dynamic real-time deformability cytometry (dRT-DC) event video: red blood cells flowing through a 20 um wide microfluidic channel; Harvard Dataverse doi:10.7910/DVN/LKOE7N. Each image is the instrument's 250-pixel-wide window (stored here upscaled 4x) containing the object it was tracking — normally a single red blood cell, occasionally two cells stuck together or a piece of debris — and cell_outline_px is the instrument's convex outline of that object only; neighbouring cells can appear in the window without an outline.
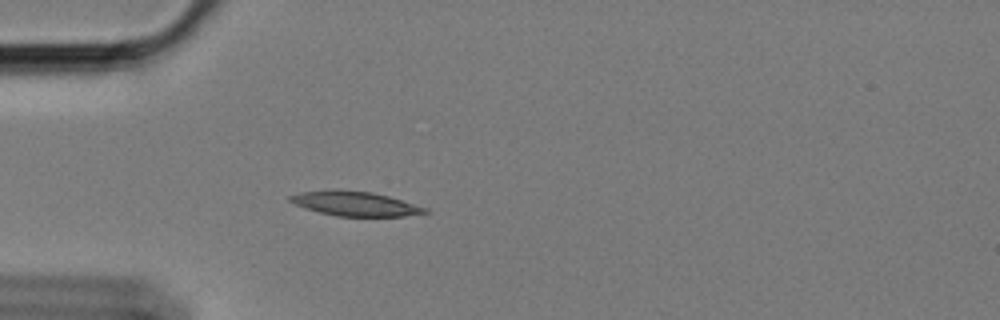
{"species": "Egyptian fruit bat (a non-hibernating species)", "species_latin": "Rousettus aegyptiacus", "temperature_condition": "cold", "stored_images_in_passage": 45, "camera_frame_rate_fps": 3000, "um_per_image_px": 0.085, "animal": {"sex": "female"}, "frame": {"image": 1, "passage_image": 7, "time_ms": 2.0, "image_size_px": [1000, 320], "cell_outline_px": [[428, 212], [404, 216], [336, 216], [304, 208], [288, 200], [288, 196], [300, 192], [372, 192], [388, 196], [428, 208]], "centroid_in_image_um": [30.22, 17.35], "position_along_channel_um": 54.8, "area_um2": 18.32}}
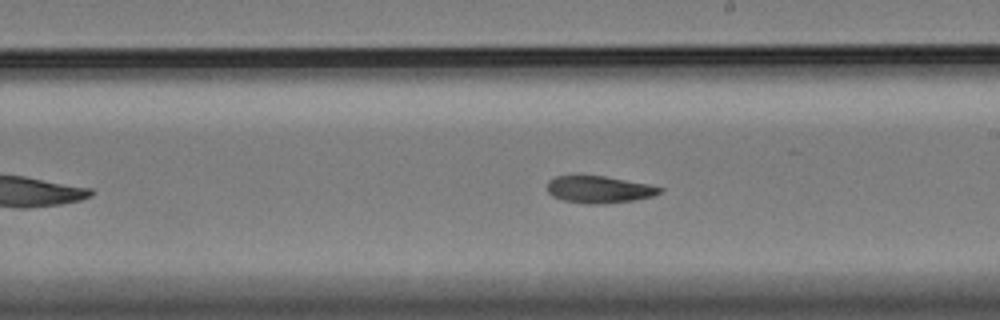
{"frame": {"image": 2, "passage_image": 24, "time_ms": 7.667, "image_size_px": [1000, 320], "cell_outline_px": [[664, 188], [660, 192], [652, 196], [632, 200], [600, 204], [588, 204], [564, 200], [552, 196], [548, 192], [548, 180], [556, 176], [604, 176], [648, 184]], "centroid_in_image_um": [50.9, 16.1], "position_along_channel_um": 238.1, "area_um2": 17.46}}
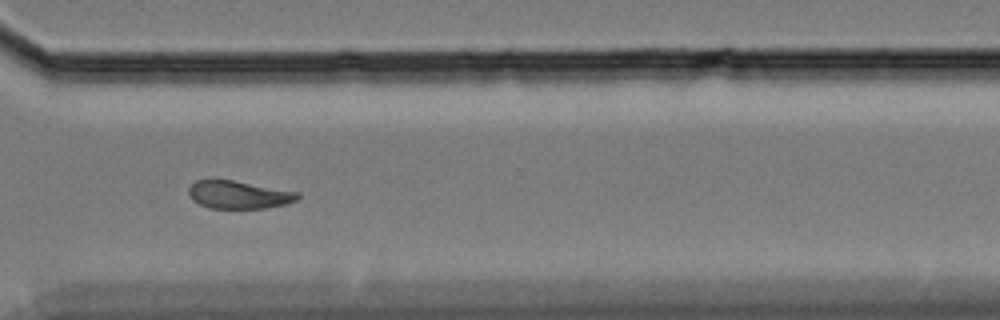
{"frame": {"image": 3, "passage_image": 34, "time_ms": 11.0, "image_size_px": [1000, 320], "cell_outline_px": [[300, 196], [296, 200], [284, 204], [268, 208], [208, 208], [192, 200], [188, 196], [188, 188], [196, 180], [232, 180], [300, 192]], "centroid_in_image_um": [20.28, 16.55], "position_along_channel_um": 350.3, "area_um2": 17.69}, "authors_computed_cell_mechanics": {"area_um2": 18.6116, "velocity_mm_per_s": 3.378, "shape_relaxation_time_tau1_ms": null, "shape_relaxation_time_tau2_ms": 4.6853, "deformation_change_tau1": null, "deformation_change_tau2": 0.1065}}